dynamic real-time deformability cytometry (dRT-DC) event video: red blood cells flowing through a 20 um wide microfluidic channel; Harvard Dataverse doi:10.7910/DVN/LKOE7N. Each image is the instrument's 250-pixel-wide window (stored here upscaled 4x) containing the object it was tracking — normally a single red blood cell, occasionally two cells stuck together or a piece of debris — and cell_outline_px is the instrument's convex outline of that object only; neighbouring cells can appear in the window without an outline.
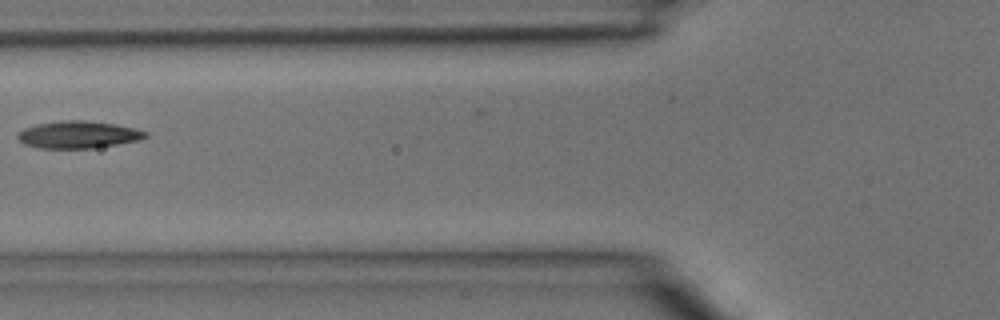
{"species": "common noctule bat (a hibernating species)", "species_latin": "Nyctalus noctula", "temperature_condition": "room temperature", "stored_images_in_passage": 4, "camera_frame_rate_fps": 3000, "um_per_image_px": 0.085, "animal": {"sex": "male", "body_mass_g": 15.6}, "frame": {"image": 1, "passage_image": 4, "time_ms": 1.0, "image_size_px": [1000, 320], "cell_outline_px": [[148, 136], [140, 140], [92, 148], [40, 148], [24, 144], [16, 136], [24, 128], [36, 124], [64, 120], [84, 120], [116, 124], [148, 132]], "centroid_in_image_um": [6.65, 11.44], "position_along_channel_um": 119.2, "area_um2": 20.11}}